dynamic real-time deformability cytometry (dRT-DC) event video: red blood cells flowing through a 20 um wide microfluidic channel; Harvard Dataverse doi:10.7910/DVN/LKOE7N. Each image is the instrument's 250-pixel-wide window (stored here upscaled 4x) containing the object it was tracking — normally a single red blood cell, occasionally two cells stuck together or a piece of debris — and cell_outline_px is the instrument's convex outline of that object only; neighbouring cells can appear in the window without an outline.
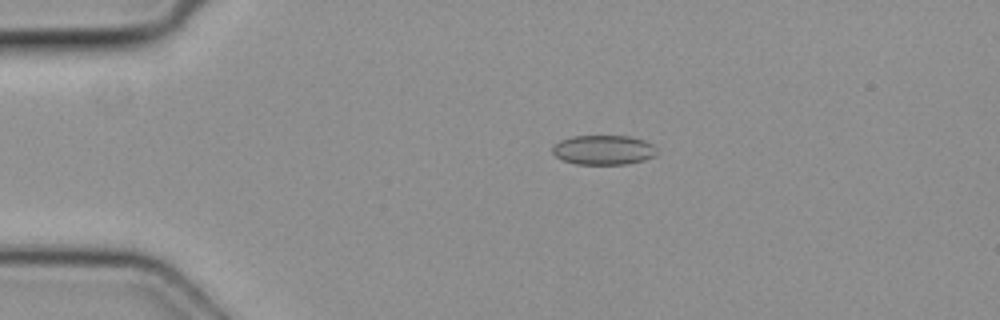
{"species": "common noctule bat (a hibernating species)", "species_latin": "Nyctalus noctula", "temperature_condition": "cold", "stored_images_in_passage": 4, "camera_frame_rate_fps": 3000, "um_per_image_px": 0.085, "animal": {"sex": "female", "body_mass_g": 19.3, "forearm_length_mm": 54.1}, "frame": {"image": 1, "passage_image": 3, "time_ms": 0.667, "image_size_px": [1000, 320], "cell_outline_px": [[656, 152], [652, 156], [644, 160], [628, 164], [576, 164], [564, 160], [556, 156], [552, 152], [552, 144], [560, 140], [572, 136], [628, 136], [644, 140], [652, 144], [656, 148]], "centroid_in_image_um": [51.26, 12.74], "position_along_channel_um": 33.7, "area_um2": 17.98}}